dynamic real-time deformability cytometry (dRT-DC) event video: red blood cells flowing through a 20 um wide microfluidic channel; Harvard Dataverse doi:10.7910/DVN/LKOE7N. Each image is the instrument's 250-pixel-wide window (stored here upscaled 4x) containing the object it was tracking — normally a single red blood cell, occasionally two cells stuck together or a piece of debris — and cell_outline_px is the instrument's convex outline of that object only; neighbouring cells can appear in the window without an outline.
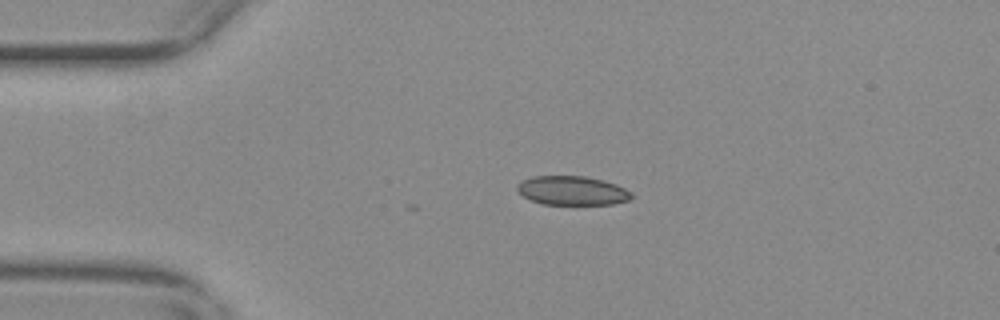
{"species": "common noctule bat (a hibernating species)", "species_latin": "Nyctalus noctula", "temperature_condition": "warm", "stored_images_in_passage": 15, "camera_frame_rate_fps": 3000, "um_per_image_px": 0.085, "animal": {"sex": "female", "body_mass_g": 29.2, "forearm_length_mm": 56.3}, "frame": {"image": 1, "passage_image": 12, "time_ms": 3.667, "image_size_px": [1000, 320], "cell_outline_px": [[632, 200], [612, 204], [544, 204], [532, 200], [524, 196], [516, 188], [516, 184], [520, 180], [532, 176], [584, 176], [616, 184], [632, 192]], "centroid_in_image_um": [48.63, 16.2], "position_along_channel_um": 36.4, "area_um2": 19.31}}